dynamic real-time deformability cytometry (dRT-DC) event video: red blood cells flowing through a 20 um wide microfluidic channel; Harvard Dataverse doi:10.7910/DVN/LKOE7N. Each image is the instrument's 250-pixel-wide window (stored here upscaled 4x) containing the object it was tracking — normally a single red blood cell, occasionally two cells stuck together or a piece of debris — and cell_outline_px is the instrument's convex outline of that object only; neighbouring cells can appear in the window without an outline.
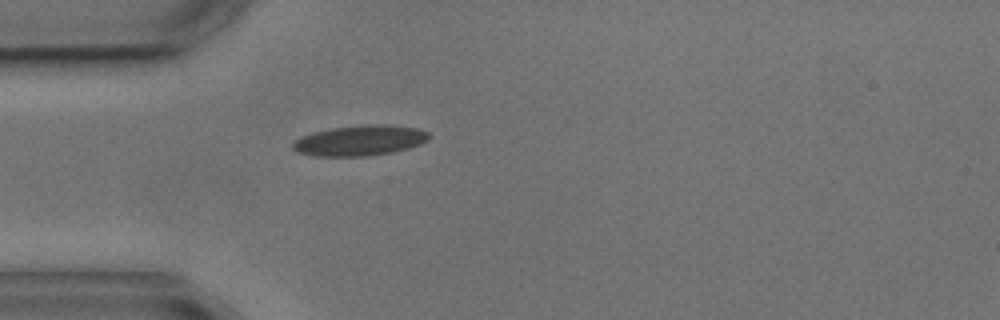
{"species": "common noctule bat (a hibernating species)", "species_latin": "Nyctalus noctula", "temperature_condition": "cold", "stored_images_in_passage": 1, "camera_frame_rate_fps": 3000, "um_per_image_px": 0.085, "animal": {"sex": "male", "body_mass_g": 17.9, "forearm_length_mm": 54.2}, "frame": {"image": 1, "passage_image": 1, "time_ms": 0.0, "image_size_px": [1000, 320], "cell_outline_px": [[432, 136], [428, 140], [420, 144], [408, 148], [392, 152], [368, 156], [312, 156], [296, 152], [292, 148], [292, 144], [300, 136], [312, 132], [332, 128], [372, 124], [388, 124], [416, 128], [428, 132]], "centroid_in_image_um": [30.58, 11.94], "position_along_channel_um": 54.4, "area_um2": 24.28}}